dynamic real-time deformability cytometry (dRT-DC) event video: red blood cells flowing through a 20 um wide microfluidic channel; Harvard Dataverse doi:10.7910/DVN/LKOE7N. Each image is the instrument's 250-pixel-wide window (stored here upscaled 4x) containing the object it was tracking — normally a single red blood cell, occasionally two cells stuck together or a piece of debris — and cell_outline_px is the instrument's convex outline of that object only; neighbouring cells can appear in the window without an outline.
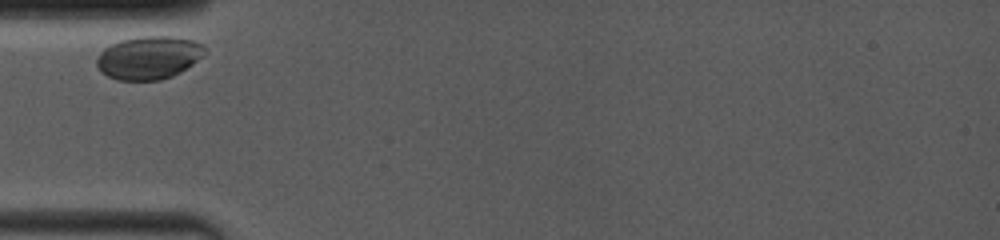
{"species": "common noctule bat (a hibernating species)", "species_latin": "Nyctalus noctula", "temperature_condition": "room temperature", "stored_images_in_passage": 12, "camera_frame_rate_fps": 4000, "um_per_image_px": 0.085, "animal": {"sex": "female", "body_mass_g": 19.0, "forearm_length_mm": 53.3}, "frame": {"image": 1, "passage_image": 1, "time_ms": 0.0, "image_size_px": [1000, 240], "cell_outline_px": [[208, 52], [204, 56], [180, 72], [172, 76], [160, 80], [120, 80], [108, 76], [100, 72], [96, 64], [96, 60], [100, 52], [104, 48], [120, 40], [140, 36], [176, 36], [192, 40], [204, 44], [208, 48]], "centroid_in_image_um": [12.68, 4.88], "position_along_channel_um": 72.3, "area_um2": 27.46}}
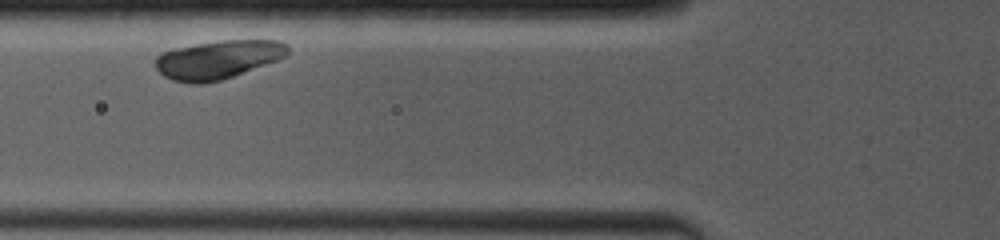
{"frame": {"image": 2, "passage_image": 4, "time_ms": 1.0, "image_size_px": [1000, 240], "cell_outline_px": [[288, 52], [284, 56], [276, 60], [232, 76], [220, 80], [204, 84], [192, 84], [172, 80], [164, 76], [156, 68], [156, 56], [160, 52], [172, 48], [220, 40], [280, 40], [288, 44]], "centroid_in_image_um": [18.48, 5.05], "position_along_channel_um": 107.3, "area_um2": 29.65}}